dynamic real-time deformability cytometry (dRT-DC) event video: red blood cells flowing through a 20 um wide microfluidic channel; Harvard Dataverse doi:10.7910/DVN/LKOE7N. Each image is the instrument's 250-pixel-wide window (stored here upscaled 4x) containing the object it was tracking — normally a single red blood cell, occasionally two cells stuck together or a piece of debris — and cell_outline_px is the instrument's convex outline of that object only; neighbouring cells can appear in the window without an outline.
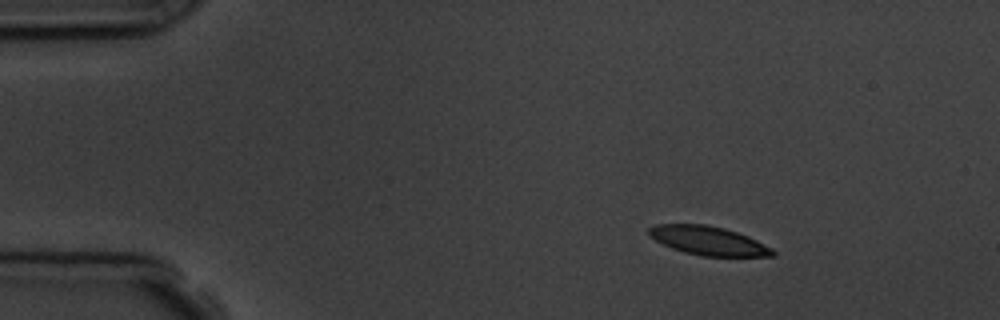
{"species": "common noctule bat (a hibernating species)", "species_latin": "Nyctalus noctula", "temperature_condition": "room temperature", "stored_images_in_passage": 5, "camera_frame_rate_fps": 3000, "um_per_image_px": 0.085, "animal": {"sex": "male", "body_mass_g": 19.5, "forearm_length_mm": 54.6}, "frame": {"image": 1, "passage_image": 1, "time_ms": 0.0, "image_size_px": [1000, 320], "cell_outline_px": [[776, 256], [700, 256], [684, 252], [672, 248], [648, 236], [648, 228], [656, 224], [704, 224], [724, 228], [748, 236], [772, 248], [776, 252]], "centroid_in_image_um": [60.2, 20.46], "position_along_channel_um": 24.8, "area_um2": 20.75}}
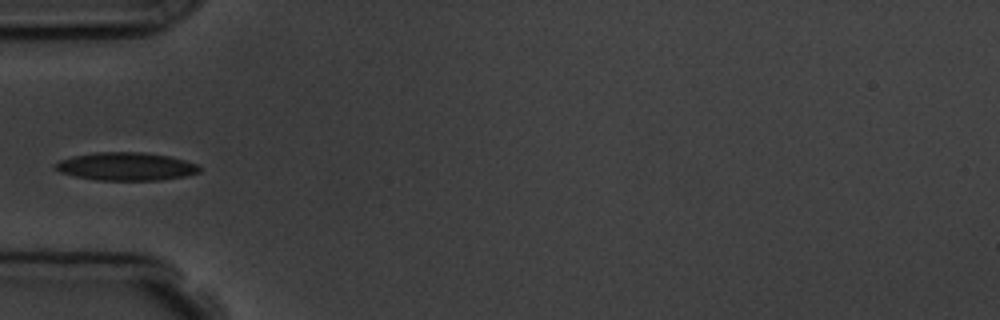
{"frame": {"image": 2, "passage_image": 4, "time_ms": 3.333, "image_size_px": [1000, 320], "cell_outline_px": [[200, 172], [184, 176], [160, 180], [96, 180], [76, 176], [60, 172], [52, 164], [60, 160], [72, 156], [96, 152], [144, 152], [168, 156], [200, 164]], "centroid_in_image_um": [10.72, 14.14], "position_along_channel_um": 74.3, "area_um2": 23.58}}